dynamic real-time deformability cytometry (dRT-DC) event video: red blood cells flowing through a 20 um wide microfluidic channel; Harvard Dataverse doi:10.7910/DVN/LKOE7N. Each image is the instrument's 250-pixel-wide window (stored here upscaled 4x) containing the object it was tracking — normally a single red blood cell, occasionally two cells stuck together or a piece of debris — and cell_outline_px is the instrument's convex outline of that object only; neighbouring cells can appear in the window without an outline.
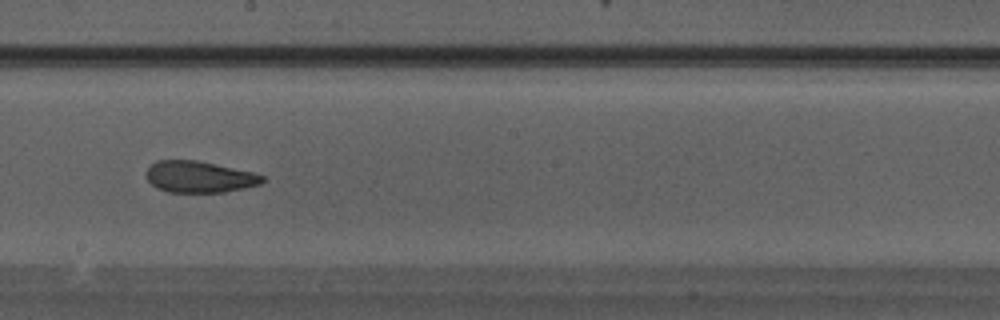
{"species": "Egyptian fruit bat (a non-hibernating species)", "species_latin": "Rousettus aegyptiacus", "temperature_condition": "warm", "stored_images_in_passage": 32, "camera_frame_rate_fps": 3000, "um_per_image_px": 0.085, "animal": {"sex": "male"}, "frame": {"image": 1, "passage_image": 18, "time_ms": 5.667, "image_size_px": [1000, 320], "cell_outline_px": [[264, 180], [260, 184], [244, 188], [224, 192], [168, 192], [156, 188], [144, 176], [144, 172], [156, 160], [196, 160], [252, 172], [264, 176]], "centroid_in_image_um": [16.89, 15.03], "position_along_channel_um": 231.3, "area_um2": 21.27}}